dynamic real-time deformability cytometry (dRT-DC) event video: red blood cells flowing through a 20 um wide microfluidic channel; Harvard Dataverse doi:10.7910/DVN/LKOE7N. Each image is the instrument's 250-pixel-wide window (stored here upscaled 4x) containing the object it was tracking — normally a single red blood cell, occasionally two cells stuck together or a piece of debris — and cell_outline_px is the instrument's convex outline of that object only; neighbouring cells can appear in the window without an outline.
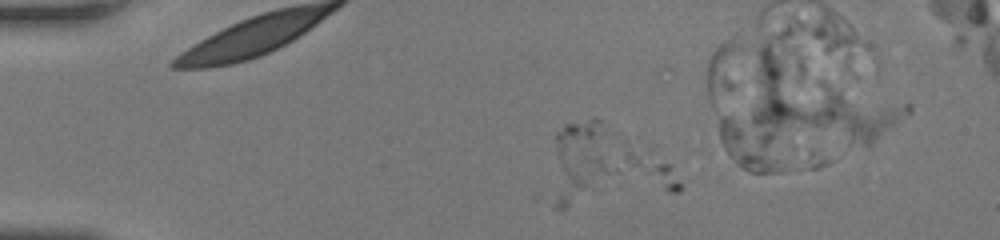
{"species": "human", "species_latin": "Homo sapiens", "temperature_condition": "room temperature", "stored_images_in_passage": 8, "camera_frame_rate_fps": 3000, "um_per_image_px": 0.085, "donor": {"sex": "female"}, "frame": {"image": 1, "passage_image": 8, "time_ms": 2.333, "image_size_px": [1000, 240], "cell_outline_px": [[684, 188], [680, 192], [668, 192], [604, 172], [588, 160], [584, 156], [624, 140], [656, 144]], "centroid_in_image_um": [54.17, 14.0], "position_along_channel_um": 30.8, "area_um2": 20.87}}